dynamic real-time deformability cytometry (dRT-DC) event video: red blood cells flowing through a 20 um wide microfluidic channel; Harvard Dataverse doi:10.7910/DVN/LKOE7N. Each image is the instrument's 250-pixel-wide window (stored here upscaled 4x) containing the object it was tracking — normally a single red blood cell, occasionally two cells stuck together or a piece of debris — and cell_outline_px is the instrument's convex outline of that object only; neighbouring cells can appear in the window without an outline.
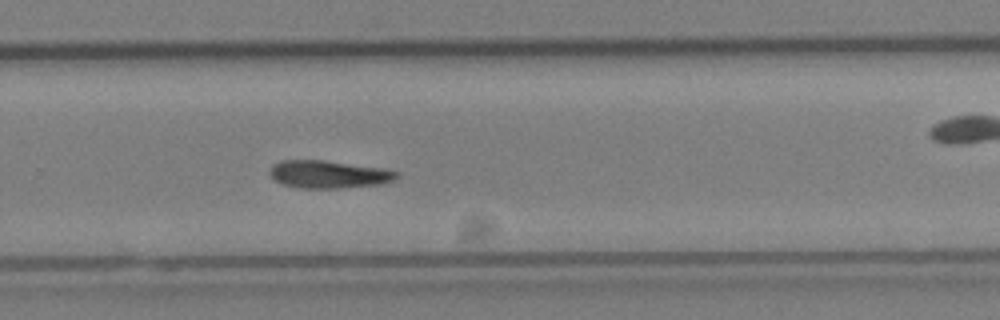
{"species": "Egyptian fruit bat (a non-hibernating species)", "species_latin": "Rousettus aegyptiacus", "temperature_condition": "cold", "stored_images_in_passage": 29, "camera_frame_rate_fps": 3000, "um_per_image_px": 0.085, "animal": {"sex": "female"}, "frame": {"image": 1, "passage_image": 17, "time_ms": 5.333, "image_size_px": [1000, 320], "cell_outline_px": [[400, 176], [392, 180], [380, 184], [340, 188], [296, 188], [284, 184], [276, 180], [268, 172], [268, 168], [272, 164], [280, 160], [324, 160], [384, 168], [400, 172]], "centroid_in_image_um": [27.92, 14.81], "position_along_channel_um": 301.9, "area_um2": 20.63}}
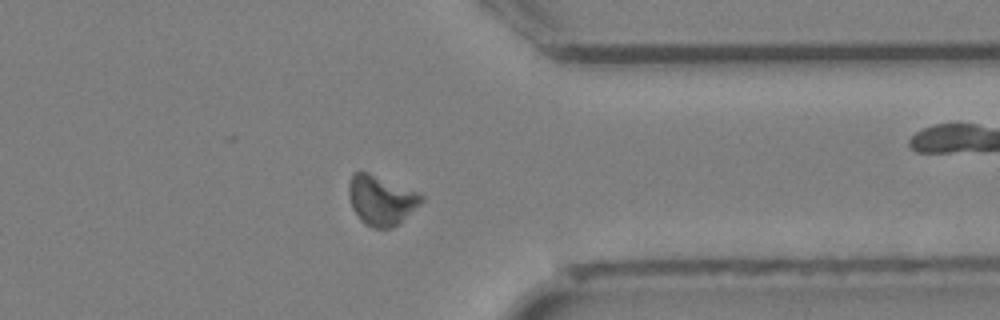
{"frame": {"image": 2, "passage_image": 21, "time_ms": 6.667, "image_size_px": [1000, 320], "cell_outline_px": [[424, 200], [420, 204], [392, 228], [372, 228], [364, 224], [360, 220], [352, 208], [348, 196], [348, 184], [352, 172], [368, 172], [420, 192], [424, 196]], "centroid_in_image_um": [32.38, 17.0], "position_along_channel_um": 379.0, "area_um2": 21.15}}